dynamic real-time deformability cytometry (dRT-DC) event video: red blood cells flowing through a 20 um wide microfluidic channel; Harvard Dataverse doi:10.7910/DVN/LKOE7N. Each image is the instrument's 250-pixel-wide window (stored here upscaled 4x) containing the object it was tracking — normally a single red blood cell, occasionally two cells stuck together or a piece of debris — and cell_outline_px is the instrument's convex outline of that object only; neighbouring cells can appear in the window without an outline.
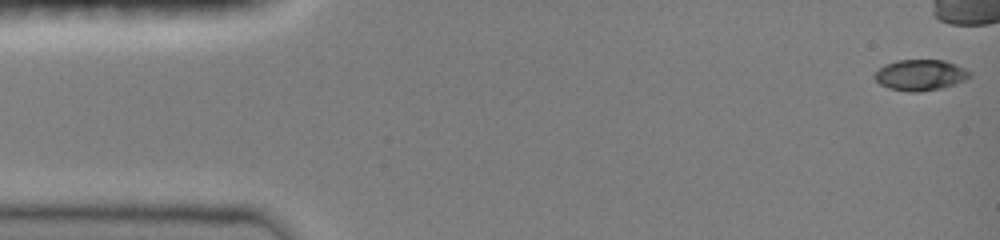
{"species": "common noctule bat (a hibernating species)", "species_latin": "Nyctalus noctula", "temperature_condition": "room temperature", "stored_images_in_passage": 9, "camera_frame_rate_fps": 3000, "um_per_image_px": 0.085, "animal": {"sex": "female", "body_mass_g": 19.0, "forearm_length_mm": 51.5}, "frame": {"image": 1, "passage_image": 1, "time_ms": 0.0, "image_size_px": [1000, 240], "cell_outline_px": [[972, 76], [964, 80], [940, 88], [920, 92], [908, 92], [888, 88], [880, 84], [872, 76], [884, 64], [896, 60], [944, 60], [956, 64], [972, 72]], "centroid_in_image_um": [78.21, 6.37], "position_along_channel_um": 6.8, "area_um2": 17.17}}
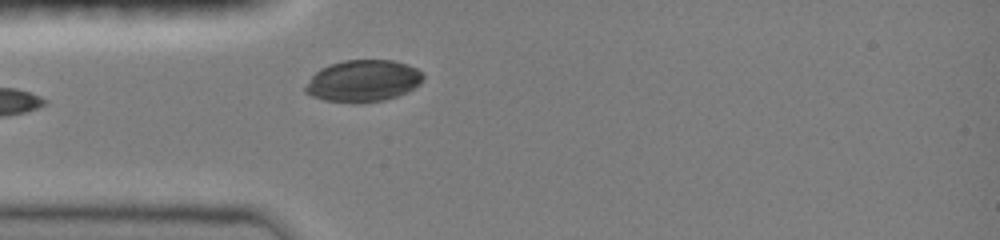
{"frame": {"image": 2, "passage_image": 9, "time_ms": 5.0, "image_size_px": [1000, 240], "cell_outline_px": [[424, 76], [420, 84], [396, 96], [384, 100], [352, 104], [324, 100], [312, 96], [304, 92], [304, 88], [312, 76], [320, 68], [328, 64], [344, 60], [392, 60], [416, 68], [424, 72]], "centroid_in_image_um": [30.83, 6.88], "position_along_channel_um": 54.2, "area_um2": 28.73}}